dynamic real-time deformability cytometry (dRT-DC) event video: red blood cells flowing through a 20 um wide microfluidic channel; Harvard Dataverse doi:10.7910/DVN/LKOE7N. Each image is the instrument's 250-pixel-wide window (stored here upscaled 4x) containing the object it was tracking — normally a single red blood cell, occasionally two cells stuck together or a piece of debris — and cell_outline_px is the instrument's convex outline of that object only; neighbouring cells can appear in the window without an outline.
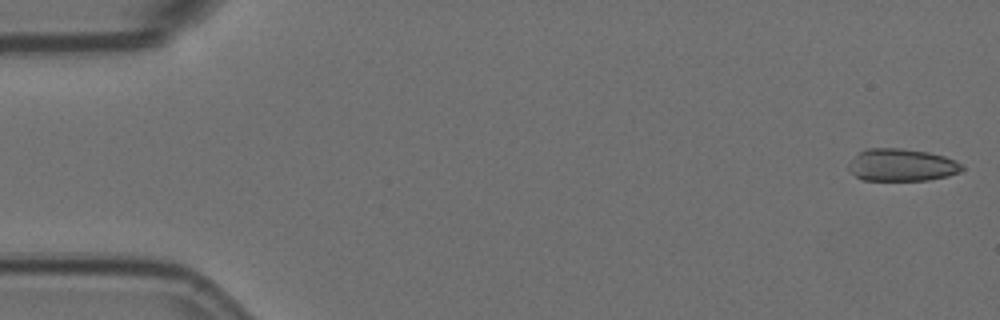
{"species": "Egyptian fruit bat (a non-hibernating species)", "species_latin": "Rousettus aegyptiacus", "temperature_condition": "room temperature", "stored_images_in_passage": 56, "camera_frame_rate_fps": 3000, "um_per_image_px": 0.085, "animal": {"sex": "female"}, "frame": {"image": 1, "passage_image": 1, "time_ms": 0.0, "image_size_px": [1000, 320], "cell_outline_px": [[964, 168], [960, 172], [948, 176], [928, 180], [864, 180], [856, 176], [848, 168], [848, 164], [864, 148], [900, 148], [928, 152], [944, 156], [964, 164]], "centroid_in_image_um": [76.68, 14.02], "position_along_channel_um": 8.3, "area_um2": 21.39}}
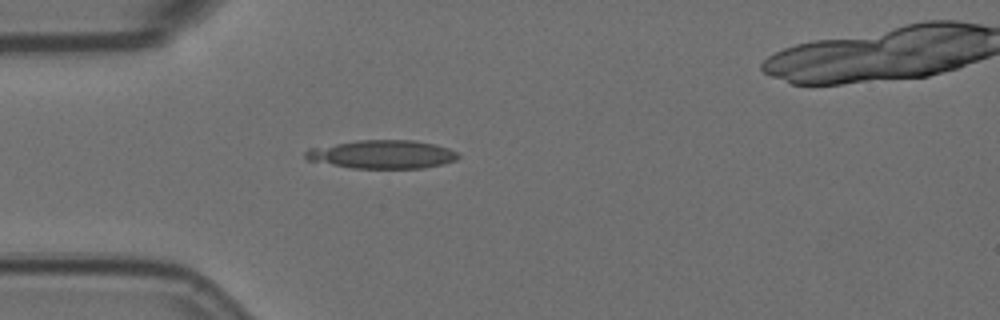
{"frame": {"image": 2, "passage_image": 15, "time_ms": 4.667, "image_size_px": [1000, 320], "cell_outline_px": [[460, 156], [456, 160], [424, 168], [352, 168], [308, 160], [304, 156], [304, 152], [308, 148], [360, 140], [412, 140], [436, 144], [448, 148], [456, 152]], "centroid_in_image_um": [32.49, 13.12], "position_along_channel_um": 52.5, "area_um2": 25.14}}
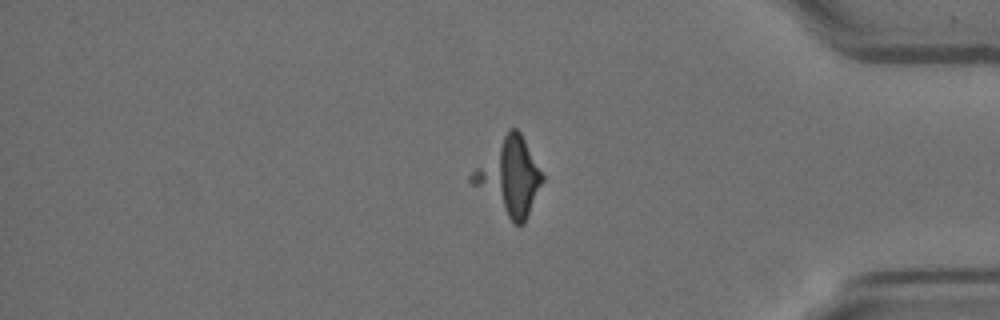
{"frame": {"image": 3, "passage_image": 46, "time_ms": 15.0, "image_size_px": [1000, 320], "cell_outline_px": [[544, 180], [524, 224], [512, 224], [468, 180], [468, 176], [504, 136], [512, 128], [516, 128], [520, 132], [544, 176]], "centroid_in_image_um": [43.31, 15.09], "position_along_channel_um": 391.9, "area_um2": 30.46}}